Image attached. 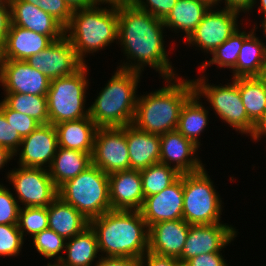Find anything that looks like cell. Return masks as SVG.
Returning <instances> with one entry per match:
<instances>
[{
	"mask_svg": "<svg viewBox=\"0 0 266 266\" xmlns=\"http://www.w3.org/2000/svg\"><path fill=\"white\" fill-rule=\"evenodd\" d=\"M72 11L95 5L100 0H64Z\"/></svg>",
	"mask_w": 266,
	"mask_h": 266,
	"instance_id": "obj_49",
	"label": "cell"
},
{
	"mask_svg": "<svg viewBox=\"0 0 266 266\" xmlns=\"http://www.w3.org/2000/svg\"><path fill=\"white\" fill-rule=\"evenodd\" d=\"M20 206L14 194L0 184V224H18Z\"/></svg>",
	"mask_w": 266,
	"mask_h": 266,
	"instance_id": "obj_39",
	"label": "cell"
},
{
	"mask_svg": "<svg viewBox=\"0 0 266 266\" xmlns=\"http://www.w3.org/2000/svg\"><path fill=\"white\" fill-rule=\"evenodd\" d=\"M21 142L22 138L12 125L8 124L4 113L0 110V146L14 154L19 149Z\"/></svg>",
	"mask_w": 266,
	"mask_h": 266,
	"instance_id": "obj_41",
	"label": "cell"
},
{
	"mask_svg": "<svg viewBox=\"0 0 266 266\" xmlns=\"http://www.w3.org/2000/svg\"><path fill=\"white\" fill-rule=\"evenodd\" d=\"M9 171L6 178L14 188L20 208L21 204L23 207H48L58 197V189L47 169L19 165Z\"/></svg>",
	"mask_w": 266,
	"mask_h": 266,
	"instance_id": "obj_10",
	"label": "cell"
},
{
	"mask_svg": "<svg viewBox=\"0 0 266 266\" xmlns=\"http://www.w3.org/2000/svg\"><path fill=\"white\" fill-rule=\"evenodd\" d=\"M263 136L266 137V110L254 125V129L250 134V137L254 142L260 141Z\"/></svg>",
	"mask_w": 266,
	"mask_h": 266,
	"instance_id": "obj_48",
	"label": "cell"
},
{
	"mask_svg": "<svg viewBox=\"0 0 266 266\" xmlns=\"http://www.w3.org/2000/svg\"><path fill=\"white\" fill-rule=\"evenodd\" d=\"M253 26V29H251L249 32H246V30H241V28L238 29L223 44H221L212 52L211 59L201 62L199 68L201 67L200 69H202L203 75L208 66H211L213 64L217 65L218 68L221 67L232 70L236 66L237 58L244 40L255 29H258L257 23Z\"/></svg>",
	"mask_w": 266,
	"mask_h": 266,
	"instance_id": "obj_32",
	"label": "cell"
},
{
	"mask_svg": "<svg viewBox=\"0 0 266 266\" xmlns=\"http://www.w3.org/2000/svg\"><path fill=\"white\" fill-rule=\"evenodd\" d=\"M183 174L160 193L147 196L140 210L148 228L155 223L183 219Z\"/></svg>",
	"mask_w": 266,
	"mask_h": 266,
	"instance_id": "obj_18",
	"label": "cell"
},
{
	"mask_svg": "<svg viewBox=\"0 0 266 266\" xmlns=\"http://www.w3.org/2000/svg\"><path fill=\"white\" fill-rule=\"evenodd\" d=\"M24 1L31 3L36 7L43 6V0H24Z\"/></svg>",
	"mask_w": 266,
	"mask_h": 266,
	"instance_id": "obj_53",
	"label": "cell"
},
{
	"mask_svg": "<svg viewBox=\"0 0 266 266\" xmlns=\"http://www.w3.org/2000/svg\"><path fill=\"white\" fill-rule=\"evenodd\" d=\"M179 263L178 258L160 256L149 251L139 259V266H179Z\"/></svg>",
	"mask_w": 266,
	"mask_h": 266,
	"instance_id": "obj_44",
	"label": "cell"
},
{
	"mask_svg": "<svg viewBox=\"0 0 266 266\" xmlns=\"http://www.w3.org/2000/svg\"><path fill=\"white\" fill-rule=\"evenodd\" d=\"M259 1H260V6L256 5V3L259 4ZM255 6H258L257 7L258 12L263 14L262 20L265 19L266 18V0H258V2H257V0H255L254 5H253V9Z\"/></svg>",
	"mask_w": 266,
	"mask_h": 266,
	"instance_id": "obj_51",
	"label": "cell"
},
{
	"mask_svg": "<svg viewBox=\"0 0 266 266\" xmlns=\"http://www.w3.org/2000/svg\"><path fill=\"white\" fill-rule=\"evenodd\" d=\"M58 149V136L55 125L40 124L30 135L22 138L19 149L18 165L24 167L49 169Z\"/></svg>",
	"mask_w": 266,
	"mask_h": 266,
	"instance_id": "obj_16",
	"label": "cell"
},
{
	"mask_svg": "<svg viewBox=\"0 0 266 266\" xmlns=\"http://www.w3.org/2000/svg\"><path fill=\"white\" fill-rule=\"evenodd\" d=\"M12 159H14V154L7 148L0 146V170Z\"/></svg>",
	"mask_w": 266,
	"mask_h": 266,
	"instance_id": "obj_50",
	"label": "cell"
},
{
	"mask_svg": "<svg viewBox=\"0 0 266 266\" xmlns=\"http://www.w3.org/2000/svg\"><path fill=\"white\" fill-rule=\"evenodd\" d=\"M141 73L117 67L89 106V117L98 128L124 127L132 124L137 104Z\"/></svg>",
	"mask_w": 266,
	"mask_h": 266,
	"instance_id": "obj_5",
	"label": "cell"
},
{
	"mask_svg": "<svg viewBox=\"0 0 266 266\" xmlns=\"http://www.w3.org/2000/svg\"><path fill=\"white\" fill-rule=\"evenodd\" d=\"M64 252L66 257L64 254L59 261L62 266H94L101 258L97 237L90 225L81 233L66 240ZM97 258L98 260H95Z\"/></svg>",
	"mask_w": 266,
	"mask_h": 266,
	"instance_id": "obj_27",
	"label": "cell"
},
{
	"mask_svg": "<svg viewBox=\"0 0 266 266\" xmlns=\"http://www.w3.org/2000/svg\"><path fill=\"white\" fill-rule=\"evenodd\" d=\"M260 23H262L260 25L261 28H263V34L265 35V38H266V18L262 20V22L260 21Z\"/></svg>",
	"mask_w": 266,
	"mask_h": 266,
	"instance_id": "obj_54",
	"label": "cell"
},
{
	"mask_svg": "<svg viewBox=\"0 0 266 266\" xmlns=\"http://www.w3.org/2000/svg\"><path fill=\"white\" fill-rule=\"evenodd\" d=\"M52 261L50 263H47V266H62L59 262H54L52 263Z\"/></svg>",
	"mask_w": 266,
	"mask_h": 266,
	"instance_id": "obj_55",
	"label": "cell"
},
{
	"mask_svg": "<svg viewBox=\"0 0 266 266\" xmlns=\"http://www.w3.org/2000/svg\"><path fill=\"white\" fill-rule=\"evenodd\" d=\"M164 81V87L138 95L132 122L136 128L158 135L177 130L181 108L194 93V85L182 76Z\"/></svg>",
	"mask_w": 266,
	"mask_h": 266,
	"instance_id": "obj_3",
	"label": "cell"
},
{
	"mask_svg": "<svg viewBox=\"0 0 266 266\" xmlns=\"http://www.w3.org/2000/svg\"><path fill=\"white\" fill-rule=\"evenodd\" d=\"M24 241L17 224H0V257H18Z\"/></svg>",
	"mask_w": 266,
	"mask_h": 266,
	"instance_id": "obj_37",
	"label": "cell"
},
{
	"mask_svg": "<svg viewBox=\"0 0 266 266\" xmlns=\"http://www.w3.org/2000/svg\"><path fill=\"white\" fill-rule=\"evenodd\" d=\"M130 169L142 170L160 160V135L147 133L133 124L126 125Z\"/></svg>",
	"mask_w": 266,
	"mask_h": 266,
	"instance_id": "obj_23",
	"label": "cell"
},
{
	"mask_svg": "<svg viewBox=\"0 0 266 266\" xmlns=\"http://www.w3.org/2000/svg\"><path fill=\"white\" fill-rule=\"evenodd\" d=\"M91 158L92 165L106 174L130 170L126 126L97 128Z\"/></svg>",
	"mask_w": 266,
	"mask_h": 266,
	"instance_id": "obj_12",
	"label": "cell"
},
{
	"mask_svg": "<svg viewBox=\"0 0 266 266\" xmlns=\"http://www.w3.org/2000/svg\"><path fill=\"white\" fill-rule=\"evenodd\" d=\"M202 1L206 2L211 7H216V9H217V6L220 7V5H219L220 0H202Z\"/></svg>",
	"mask_w": 266,
	"mask_h": 266,
	"instance_id": "obj_52",
	"label": "cell"
},
{
	"mask_svg": "<svg viewBox=\"0 0 266 266\" xmlns=\"http://www.w3.org/2000/svg\"><path fill=\"white\" fill-rule=\"evenodd\" d=\"M26 62L50 80L73 75L85 65L65 36L29 57Z\"/></svg>",
	"mask_w": 266,
	"mask_h": 266,
	"instance_id": "obj_14",
	"label": "cell"
},
{
	"mask_svg": "<svg viewBox=\"0 0 266 266\" xmlns=\"http://www.w3.org/2000/svg\"><path fill=\"white\" fill-rule=\"evenodd\" d=\"M2 101L12 110L28 115L40 124L49 123L47 96L4 93Z\"/></svg>",
	"mask_w": 266,
	"mask_h": 266,
	"instance_id": "obj_33",
	"label": "cell"
},
{
	"mask_svg": "<svg viewBox=\"0 0 266 266\" xmlns=\"http://www.w3.org/2000/svg\"><path fill=\"white\" fill-rule=\"evenodd\" d=\"M88 226L89 220L59 197L48 206V228L65 240L81 233Z\"/></svg>",
	"mask_w": 266,
	"mask_h": 266,
	"instance_id": "obj_26",
	"label": "cell"
},
{
	"mask_svg": "<svg viewBox=\"0 0 266 266\" xmlns=\"http://www.w3.org/2000/svg\"><path fill=\"white\" fill-rule=\"evenodd\" d=\"M160 145L159 162L175 168L180 174L197 172L205 167L197 155L200 147L178 130L161 134Z\"/></svg>",
	"mask_w": 266,
	"mask_h": 266,
	"instance_id": "obj_17",
	"label": "cell"
},
{
	"mask_svg": "<svg viewBox=\"0 0 266 266\" xmlns=\"http://www.w3.org/2000/svg\"><path fill=\"white\" fill-rule=\"evenodd\" d=\"M165 28V29H164ZM163 20L135 7L128 0H118V41L126 56L121 69L142 74L147 65L156 70L162 79L177 77L164 47ZM134 61V62H133Z\"/></svg>",
	"mask_w": 266,
	"mask_h": 266,
	"instance_id": "obj_1",
	"label": "cell"
},
{
	"mask_svg": "<svg viewBox=\"0 0 266 266\" xmlns=\"http://www.w3.org/2000/svg\"><path fill=\"white\" fill-rule=\"evenodd\" d=\"M40 9L54 17L64 27L69 24L73 13L64 0H43Z\"/></svg>",
	"mask_w": 266,
	"mask_h": 266,
	"instance_id": "obj_42",
	"label": "cell"
},
{
	"mask_svg": "<svg viewBox=\"0 0 266 266\" xmlns=\"http://www.w3.org/2000/svg\"><path fill=\"white\" fill-rule=\"evenodd\" d=\"M111 210L140 211L144 193L140 170H123L108 174Z\"/></svg>",
	"mask_w": 266,
	"mask_h": 266,
	"instance_id": "obj_19",
	"label": "cell"
},
{
	"mask_svg": "<svg viewBox=\"0 0 266 266\" xmlns=\"http://www.w3.org/2000/svg\"><path fill=\"white\" fill-rule=\"evenodd\" d=\"M210 7L202 0H177L176 5L163 20L164 26L176 33L183 32V39L186 40Z\"/></svg>",
	"mask_w": 266,
	"mask_h": 266,
	"instance_id": "obj_28",
	"label": "cell"
},
{
	"mask_svg": "<svg viewBox=\"0 0 266 266\" xmlns=\"http://www.w3.org/2000/svg\"><path fill=\"white\" fill-rule=\"evenodd\" d=\"M202 103L200 97L194 92L183 104L177 126V130L198 147L201 145L199 136L210 122L208 107L205 108Z\"/></svg>",
	"mask_w": 266,
	"mask_h": 266,
	"instance_id": "obj_30",
	"label": "cell"
},
{
	"mask_svg": "<svg viewBox=\"0 0 266 266\" xmlns=\"http://www.w3.org/2000/svg\"><path fill=\"white\" fill-rule=\"evenodd\" d=\"M58 197L87 220L111 211L108 174L91 165L58 188Z\"/></svg>",
	"mask_w": 266,
	"mask_h": 266,
	"instance_id": "obj_6",
	"label": "cell"
},
{
	"mask_svg": "<svg viewBox=\"0 0 266 266\" xmlns=\"http://www.w3.org/2000/svg\"><path fill=\"white\" fill-rule=\"evenodd\" d=\"M142 11L164 20L176 5L177 0H128Z\"/></svg>",
	"mask_w": 266,
	"mask_h": 266,
	"instance_id": "obj_40",
	"label": "cell"
},
{
	"mask_svg": "<svg viewBox=\"0 0 266 266\" xmlns=\"http://www.w3.org/2000/svg\"><path fill=\"white\" fill-rule=\"evenodd\" d=\"M33 244L37 253L45 259L54 258V262H59L63 257L65 251L66 240L51 229L42 230L33 238ZM62 253V254H61Z\"/></svg>",
	"mask_w": 266,
	"mask_h": 266,
	"instance_id": "obj_36",
	"label": "cell"
},
{
	"mask_svg": "<svg viewBox=\"0 0 266 266\" xmlns=\"http://www.w3.org/2000/svg\"><path fill=\"white\" fill-rule=\"evenodd\" d=\"M263 78L266 80V71L263 73Z\"/></svg>",
	"mask_w": 266,
	"mask_h": 266,
	"instance_id": "obj_58",
	"label": "cell"
},
{
	"mask_svg": "<svg viewBox=\"0 0 266 266\" xmlns=\"http://www.w3.org/2000/svg\"><path fill=\"white\" fill-rule=\"evenodd\" d=\"M3 93L47 96L51 80L23 60H0Z\"/></svg>",
	"mask_w": 266,
	"mask_h": 266,
	"instance_id": "obj_15",
	"label": "cell"
},
{
	"mask_svg": "<svg viewBox=\"0 0 266 266\" xmlns=\"http://www.w3.org/2000/svg\"><path fill=\"white\" fill-rule=\"evenodd\" d=\"M52 43L48 36L10 24L5 41L0 47V60L26 61Z\"/></svg>",
	"mask_w": 266,
	"mask_h": 266,
	"instance_id": "obj_22",
	"label": "cell"
},
{
	"mask_svg": "<svg viewBox=\"0 0 266 266\" xmlns=\"http://www.w3.org/2000/svg\"><path fill=\"white\" fill-rule=\"evenodd\" d=\"M179 266H188L186 263H182V262H180L179 263Z\"/></svg>",
	"mask_w": 266,
	"mask_h": 266,
	"instance_id": "obj_57",
	"label": "cell"
},
{
	"mask_svg": "<svg viewBox=\"0 0 266 266\" xmlns=\"http://www.w3.org/2000/svg\"><path fill=\"white\" fill-rule=\"evenodd\" d=\"M206 168L183 174V219L190 225L221 221L222 198Z\"/></svg>",
	"mask_w": 266,
	"mask_h": 266,
	"instance_id": "obj_8",
	"label": "cell"
},
{
	"mask_svg": "<svg viewBox=\"0 0 266 266\" xmlns=\"http://www.w3.org/2000/svg\"><path fill=\"white\" fill-rule=\"evenodd\" d=\"M207 74L192 79L194 92L200 98H206L217 115L224 123L232 127L236 132L250 136L254 124L249 120L245 106L242 102L238 88V78L226 84H209Z\"/></svg>",
	"mask_w": 266,
	"mask_h": 266,
	"instance_id": "obj_9",
	"label": "cell"
},
{
	"mask_svg": "<svg viewBox=\"0 0 266 266\" xmlns=\"http://www.w3.org/2000/svg\"><path fill=\"white\" fill-rule=\"evenodd\" d=\"M11 24L9 3H0V47L5 41Z\"/></svg>",
	"mask_w": 266,
	"mask_h": 266,
	"instance_id": "obj_45",
	"label": "cell"
},
{
	"mask_svg": "<svg viewBox=\"0 0 266 266\" xmlns=\"http://www.w3.org/2000/svg\"><path fill=\"white\" fill-rule=\"evenodd\" d=\"M140 174L144 198L160 193L172 185L181 175L175 168L160 162L140 170Z\"/></svg>",
	"mask_w": 266,
	"mask_h": 266,
	"instance_id": "obj_34",
	"label": "cell"
},
{
	"mask_svg": "<svg viewBox=\"0 0 266 266\" xmlns=\"http://www.w3.org/2000/svg\"><path fill=\"white\" fill-rule=\"evenodd\" d=\"M88 69L85 64L73 75L51 80L47 92L49 123L56 125L89 117V108H85L90 84Z\"/></svg>",
	"mask_w": 266,
	"mask_h": 266,
	"instance_id": "obj_7",
	"label": "cell"
},
{
	"mask_svg": "<svg viewBox=\"0 0 266 266\" xmlns=\"http://www.w3.org/2000/svg\"><path fill=\"white\" fill-rule=\"evenodd\" d=\"M221 252L202 253L185 263L188 266H228Z\"/></svg>",
	"mask_w": 266,
	"mask_h": 266,
	"instance_id": "obj_43",
	"label": "cell"
},
{
	"mask_svg": "<svg viewBox=\"0 0 266 266\" xmlns=\"http://www.w3.org/2000/svg\"><path fill=\"white\" fill-rule=\"evenodd\" d=\"M0 110L4 113L8 124L12 125L21 138L30 135L40 125L34 118L10 109L2 100Z\"/></svg>",
	"mask_w": 266,
	"mask_h": 266,
	"instance_id": "obj_38",
	"label": "cell"
},
{
	"mask_svg": "<svg viewBox=\"0 0 266 266\" xmlns=\"http://www.w3.org/2000/svg\"><path fill=\"white\" fill-rule=\"evenodd\" d=\"M17 225L23 239L26 234L32 238L42 230L48 229V207H21Z\"/></svg>",
	"mask_w": 266,
	"mask_h": 266,
	"instance_id": "obj_35",
	"label": "cell"
},
{
	"mask_svg": "<svg viewBox=\"0 0 266 266\" xmlns=\"http://www.w3.org/2000/svg\"><path fill=\"white\" fill-rule=\"evenodd\" d=\"M190 224L184 219L158 222L149 227L148 251L160 256H181Z\"/></svg>",
	"mask_w": 266,
	"mask_h": 266,
	"instance_id": "obj_21",
	"label": "cell"
},
{
	"mask_svg": "<svg viewBox=\"0 0 266 266\" xmlns=\"http://www.w3.org/2000/svg\"><path fill=\"white\" fill-rule=\"evenodd\" d=\"M210 7L202 21L185 40L189 47H197L202 52H212L239 29V12L230 9ZM214 9V10H213Z\"/></svg>",
	"mask_w": 266,
	"mask_h": 266,
	"instance_id": "obj_11",
	"label": "cell"
},
{
	"mask_svg": "<svg viewBox=\"0 0 266 266\" xmlns=\"http://www.w3.org/2000/svg\"><path fill=\"white\" fill-rule=\"evenodd\" d=\"M92 165L90 153L58 147L48 171L58 189Z\"/></svg>",
	"mask_w": 266,
	"mask_h": 266,
	"instance_id": "obj_29",
	"label": "cell"
},
{
	"mask_svg": "<svg viewBox=\"0 0 266 266\" xmlns=\"http://www.w3.org/2000/svg\"><path fill=\"white\" fill-rule=\"evenodd\" d=\"M225 3V9L234 10L236 12H253V5L255 0H220V3Z\"/></svg>",
	"mask_w": 266,
	"mask_h": 266,
	"instance_id": "obj_47",
	"label": "cell"
},
{
	"mask_svg": "<svg viewBox=\"0 0 266 266\" xmlns=\"http://www.w3.org/2000/svg\"><path fill=\"white\" fill-rule=\"evenodd\" d=\"M0 3H9L8 0H0Z\"/></svg>",
	"mask_w": 266,
	"mask_h": 266,
	"instance_id": "obj_56",
	"label": "cell"
},
{
	"mask_svg": "<svg viewBox=\"0 0 266 266\" xmlns=\"http://www.w3.org/2000/svg\"><path fill=\"white\" fill-rule=\"evenodd\" d=\"M94 266H139V259L125 257H101Z\"/></svg>",
	"mask_w": 266,
	"mask_h": 266,
	"instance_id": "obj_46",
	"label": "cell"
},
{
	"mask_svg": "<svg viewBox=\"0 0 266 266\" xmlns=\"http://www.w3.org/2000/svg\"><path fill=\"white\" fill-rule=\"evenodd\" d=\"M256 30L242 44L236 66L231 70L233 79L262 77L266 71V42L256 37Z\"/></svg>",
	"mask_w": 266,
	"mask_h": 266,
	"instance_id": "obj_25",
	"label": "cell"
},
{
	"mask_svg": "<svg viewBox=\"0 0 266 266\" xmlns=\"http://www.w3.org/2000/svg\"><path fill=\"white\" fill-rule=\"evenodd\" d=\"M58 147L77 150L92 155L96 124L90 117L66 121L55 125Z\"/></svg>",
	"mask_w": 266,
	"mask_h": 266,
	"instance_id": "obj_24",
	"label": "cell"
},
{
	"mask_svg": "<svg viewBox=\"0 0 266 266\" xmlns=\"http://www.w3.org/2000/svg\"><path fill=\"white\" fill-rule=\"evenodd\" d=\"M65 37L79 59L88 64L84 60L88 53H98L118 41V0H100L93 6L73 11L65 27Z\"/></svg>",
	"mask_w": 266,
	"mask_h": 266,
	"instance_id": "obj_4",
	"label": "cell"
},
{
	"mask_svg": "<svg viewBox=\"0 0 266 266\" xmlns=\"http://www.w3.org/2000/svg\"><path fill=\"white\" fill-rule=\"evenodd\" d=\"M101 257L140 259L148 251L149 228L140 211L111 210L89 221Z\"/></svg>",
	"mask_w": 266,
	"mask_h": 266,
	"instance_id": "obj_2",
	"label": "cell"
},
{
	"mask_svg": "<svg viewBox=\"0 0 266 266\" xmlns=\"http://www.w3.org/2000/svg\"><path fill=\"white\" fill-rule=\"evenodd\" d=\"M242 102L255 125L266 110V80L262 77H238Z\"/></svg>",
	"mask_w": 266,
	"mask_h": 266,
	"instance_id": "obj_31",
	"label": "cell"
},
{
	"mask_svg": "<svg viewBox=\"0 0 266 266\" xmlns=\"http://www.w3.org/2000/svg\"><path fill=\"white\" fill-rule=\"evenodd\" d=\"M11 24L48 36L53 42L65 36V27L54 17L24 0H8Z\"/></svg>",
	"mask_w": 266,
	"mask_h": 266,
	"instance_id": "obj_20",
	"label": "cell"
},
{
	"mask_svg": "<svg viewBox=\"0 0 266 266\" xmlns=\"http://www.w3.org/2000/svg\"><path fill=\"white\" fill-rule=\"evenodd\" d=\"M228 223L190 225L180 262L185 263L202 253L221 252L234 241L238 231Z\"/></svg>",
	"mask_w": 266,
	"mask_h": 266,
	"instance_id": "obj_13",
	"label": "cell"
}]
</instances>
